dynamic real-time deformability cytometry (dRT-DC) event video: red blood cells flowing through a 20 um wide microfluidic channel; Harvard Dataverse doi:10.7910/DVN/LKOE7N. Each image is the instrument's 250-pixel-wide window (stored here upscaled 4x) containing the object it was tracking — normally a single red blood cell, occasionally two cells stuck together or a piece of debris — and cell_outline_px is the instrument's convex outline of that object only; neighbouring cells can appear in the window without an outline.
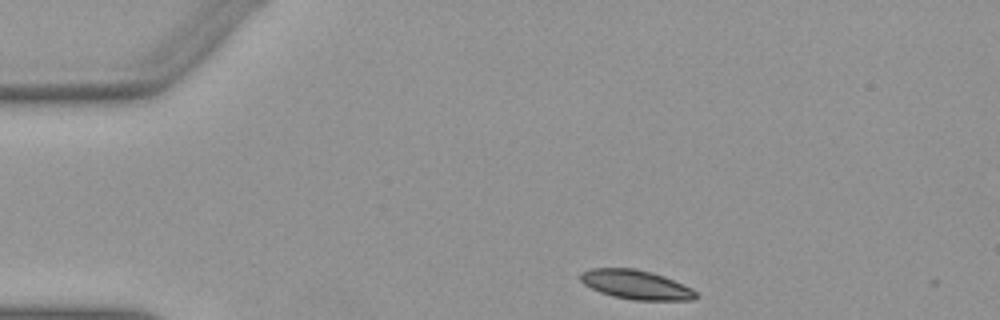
{"species": "Egyptian fruit bat (a non-hibernating species)", "species_latin": "Rousettus aegyptiacus", "temperature_condition": "warm", "stored_images_in_passage": 5, "camera_frame_rate_fps": 3000, "um_per_image_px": 0.085, "animal": {"sex": "female"}, "frame": {"image": 1, "passage_image": 1, "time_ms": 0.0, "image_size_px": [1000, 320], "cell_outline_px": [[696, 296], [692, 300], [632, 300], [612, 296], [600, 292], [584, 284], [580, 280], [580, 272], [592, 268], [636, 268], [652, 272], [664, 276], [692, 288], [696, 292]], "centroid_in_image_um": [54.04, 24.19], "position_along_channel_um": 31.0, "area_um2": 19.65}}